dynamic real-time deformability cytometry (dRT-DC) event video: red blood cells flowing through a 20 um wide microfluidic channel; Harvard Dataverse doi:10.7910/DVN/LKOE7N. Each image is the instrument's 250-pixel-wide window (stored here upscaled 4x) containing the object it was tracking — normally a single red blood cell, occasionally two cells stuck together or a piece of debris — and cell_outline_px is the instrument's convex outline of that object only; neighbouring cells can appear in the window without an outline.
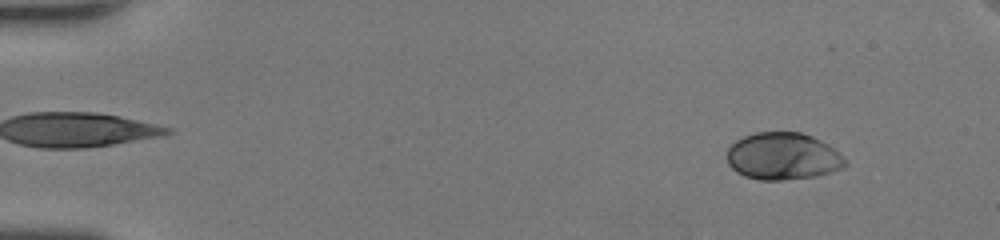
{"species": "human", "species_latin": "Homo sapiens", "temperature_condition": "room temperature", "stored_images_in_passage": 50, "camera_frame_rate_fps": 3000, "um_per_image_px": 0.085, "donor": {"sex": "female"}, "frame": {"image": 1, "passage_image": 5, "time_ms": 1.333, "image_size_px": [1000, 240], "cell_outline_px": [[848, 164], [844, 168], [816, 176], [784, 180], [760, 180], [744, 176], [736, 172], [728, 164], [728, 148], [736, 140], [744, 136], [756, 132], [800, 132], [812, 136], [828, 144]], "centroid_in_image_um": [66.52, 13.29], "position_along_channel_um": 18.5, "area_um2": 32.37}}
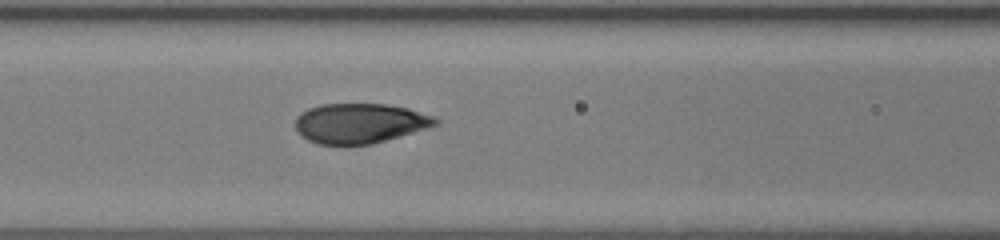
{"frame": {"image": 2, "passage_image": 23, "time_ms": 7.333, "image_size_px": [1000, 240], "cell_outline_px": [[440, 124], [428, 128], [372, 144], [316, 144], [300, 136], [296, 132], [296, 116], [300, 112], [308, 108], [320, 104], [384, 104], [408, 108], [432, 116], [440, 120]], "centroid_in_image_um": [30.56, 10.48], "position_along_channel_um": 136.0, "area_um2": 32.71}}
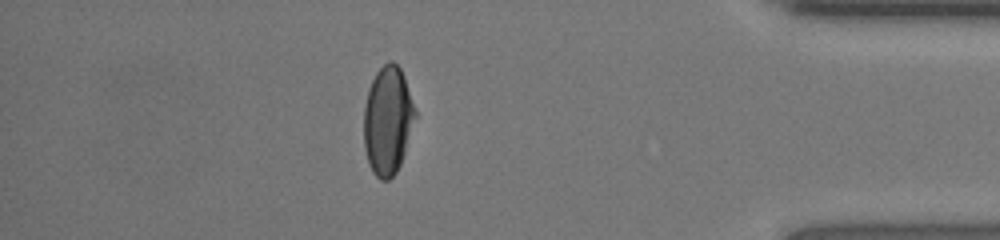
{"frame": {"image": 3, "passage_image": 44, "time_ms": 14.333, "image_size_px": [1000, 240], "cell_outline_px": [[416, 116], [400, 164], [396, 172], [388, 180], [380, 180], [372, 172], [368, 164], [364, 148], [364, 108], [368, 88], [376, 72], [388, 60], [392, 60], [400, 68], [404, 76], [416, 112]], "centroid_in_image_um": [32.93, 10.24], "position_along_channel_um": 402.3, "area_um2": 32.31}, "authors_computed_cell_mechanics": {"area_um2": 32.946, "velocity_mm_per_s": 4.2728, "shape_relaxation_time_tau1_ms": 4.9763, "shape_relaxation_time_tau2_ms": null, "deformation_change_tau1": 0.2223, "deformation_change_tau2": null}}